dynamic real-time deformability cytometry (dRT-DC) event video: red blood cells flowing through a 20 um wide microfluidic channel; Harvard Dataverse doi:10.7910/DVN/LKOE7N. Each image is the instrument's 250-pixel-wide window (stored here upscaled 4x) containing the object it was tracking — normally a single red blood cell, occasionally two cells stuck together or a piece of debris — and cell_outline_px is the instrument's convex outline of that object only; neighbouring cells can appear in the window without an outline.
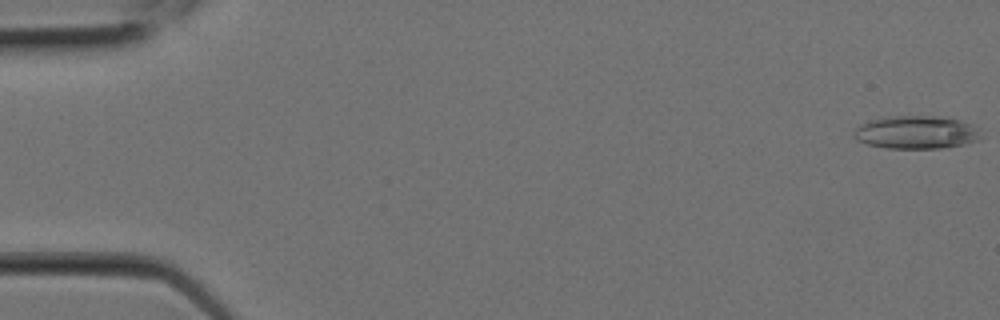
{"species": "Egyptian fruit bat (a non-hibernating species)", "species_latin": "Rousettus aegyptiacus", "temperature_condition": "room temperature", "stored_images_in_passage": 10, "camera_frame_rate_fps": 3000, "um_per_image_px": 0.085, "animal": {"sex": "female"}, "frame": {"image": 1, "passage_image": 1, "time_ms": 0.0, "image_size_px": [1000, 320], "cell_outline_px": [[984, 136], [980, 140], [964, 144], [940, 148], [888, 148], [868, 144], [856, 140], [852, 136], [852, 132], [860, 124], [868, 120], [884, 116], [940, 116], [960, 120], [972, 124]], "centroid_in_image_um": [77.87, 11.24], "position_along_channel_um": 7.1, "area_um2": 24.8}}
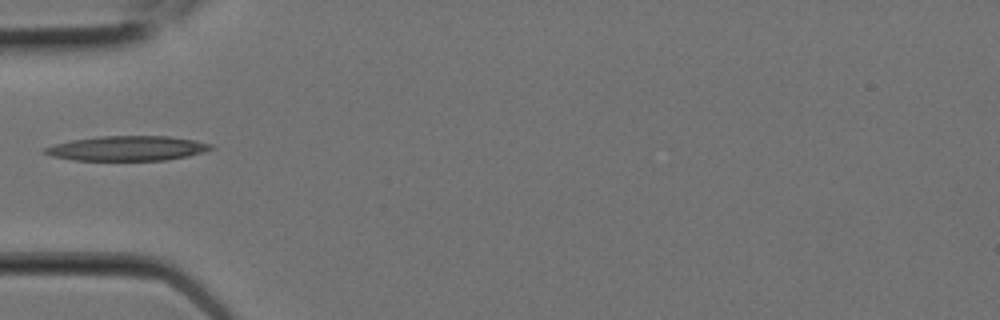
{"frame": {"image": 2, "passage_image": 7, "time_ms": 2.0, "image_size_px": [1000, 320], "cell_outline_px": [[216, 148], [204, 152], [188, 156], [164, 160], [72, 160], [52, 156], [44, 152], [44, 148], [56, 144], [72, 140], [100, 136], [168, 136], [196, 140], [212, 144]], "centroid_in_image_um": [10.88, 12.6], "position_along_channel_um": 74.1, "area_um2": 23.93}}
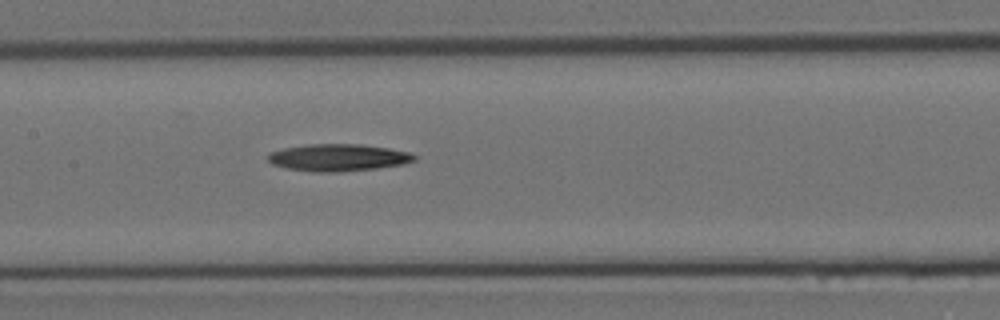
{"frame": {"image": 3, "passage_image": 10, "time_ms": 3.0, "image_size_px": [1000, 320], "cell_outline_px": [[416, 160], [404, 164], [376, 168], [340, 172], [312, 172], [284, 168], [272, 164], [268, 160], [268, 152], [284, 148], [308, 144], [360, 144], [388, 148], [408, 152], [416, 156]], "centroid_in_image_um": [28.71, 13.4], "position_along_channel_um": 178.7, "area_um2": 23.24}}